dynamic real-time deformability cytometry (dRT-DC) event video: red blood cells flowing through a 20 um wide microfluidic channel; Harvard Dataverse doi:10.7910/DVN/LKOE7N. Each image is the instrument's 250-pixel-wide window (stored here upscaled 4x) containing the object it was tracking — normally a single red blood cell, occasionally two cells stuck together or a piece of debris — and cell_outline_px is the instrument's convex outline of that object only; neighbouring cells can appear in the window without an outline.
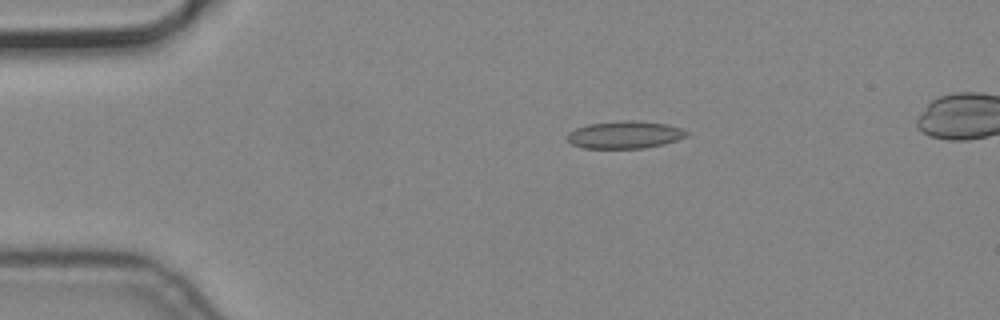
{"species": "common noctule bat (a hibernating species)", "species_latin": "Nyctalus noctula", "temperature_condition": "cold", "stored_images_in_passage": 4, "camera_frame_rate_fps": 3000, "um_per_image_px": 0.085, "animal": {"sex": "male", "body_mass_g": 19.2, "forearm_length_mm": 51.8}, "frame": {"image": 1, "passage_image": 2, "time_ms": 0.333, "image_size_px": [1000, 320], "cell_outline_px": [[688, 136], [664, 144], [644, 148], [584, 148], [572, 144], [568, 140], [568, 132], [576, 128], [588, 124], [624, 120], [632, 120], [668, 124], [680, 128], [688, 132]], "centroid_in_image_um": [53.12, 11.45], "position_along_channel_um": 31.9, "area_um2": 19.02}}